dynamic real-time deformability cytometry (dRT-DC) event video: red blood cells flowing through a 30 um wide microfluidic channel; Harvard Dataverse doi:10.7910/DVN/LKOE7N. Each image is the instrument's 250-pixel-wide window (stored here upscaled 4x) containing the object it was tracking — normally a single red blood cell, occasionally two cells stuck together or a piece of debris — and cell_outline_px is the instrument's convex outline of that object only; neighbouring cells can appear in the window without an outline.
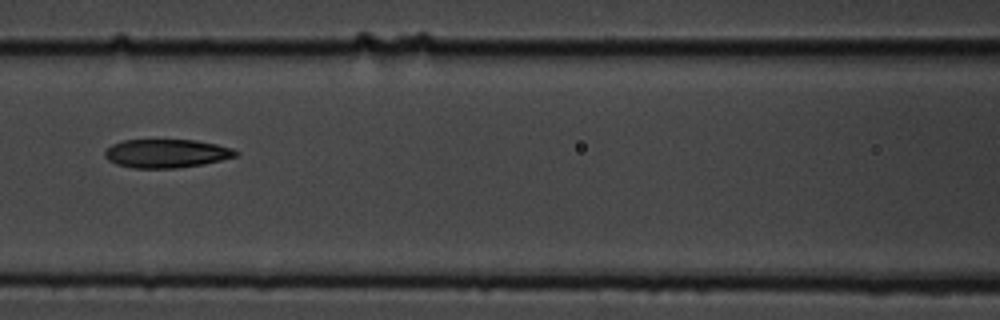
{"species": "common noctule bat (a hibernating species)", "species_latin": "Nyctalus noctula", "temperature_condition": "cold", "stored_images_in_passage": 12, "camera_frame_rate_fps": 3000, "um_per_image_px": 0.085, "animal": {"sex": "male", "body_mass_g": 19.5, "forearm_length_mm": 54.6}, "frame": {"image": 1, "passage_image": 9, "time_ms": 2.667, "image_size_px": [1000, 320], "cell_outline_px": [[240, 156], [204, 164], [176, 168], [132, 168], [116, 164], [108, 160], [104, 156], [104, 152], [112, 144], [124, 140], [196, 140], [216, 144], [232, 148], [240, 152]], "centroid_in_image_um": [14.18, 13.05], "position_along_channel_um": 152.4, "area_um2": 21.96}}